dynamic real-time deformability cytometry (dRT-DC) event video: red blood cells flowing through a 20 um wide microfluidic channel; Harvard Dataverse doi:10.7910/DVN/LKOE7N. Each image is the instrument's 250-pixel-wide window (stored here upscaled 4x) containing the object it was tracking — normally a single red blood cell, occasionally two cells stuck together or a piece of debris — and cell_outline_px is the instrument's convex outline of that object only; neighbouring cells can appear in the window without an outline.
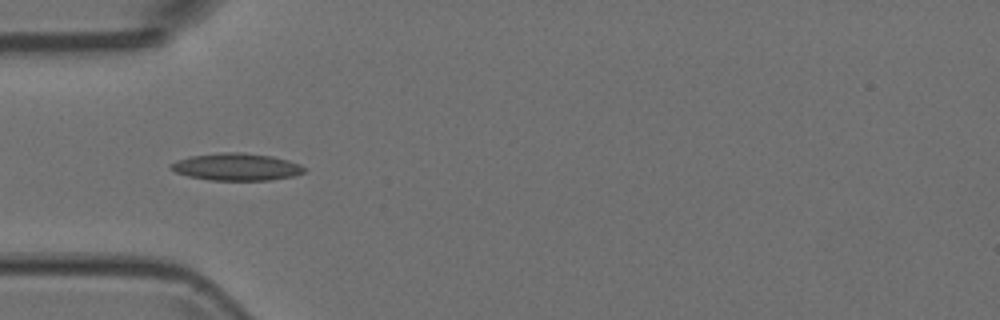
{"species": "Egyptian fruit bat (a non-hibernating species)", "species_latin": "Rousettus aegyptiacus", "temperature_condition": "room temperature", "stored_images_in_passage": 7, "camera_frame_rate_fps": 3000, "um_per_image_px": 0.085, "animal": {"sex": "female"}, "frame": {"image": 1, "passage_image": 5, "time_ms": 1.333, "image_size_px": [1000, 320], "cell_outline_px": [[304, 172], [296, 176], [268, 180], [208, 180], [188, 176], [176, 172], [168, 168], [168, 164], [176, 160], [188, 156], [220, 152], [244, 152], [272, 156], [288, 160], [300, 164], [304, 168]], "centroid_in_image_um": [20.05, 14.18], "position_along_channel_um": 64.9, "area_um2": 21.44}}
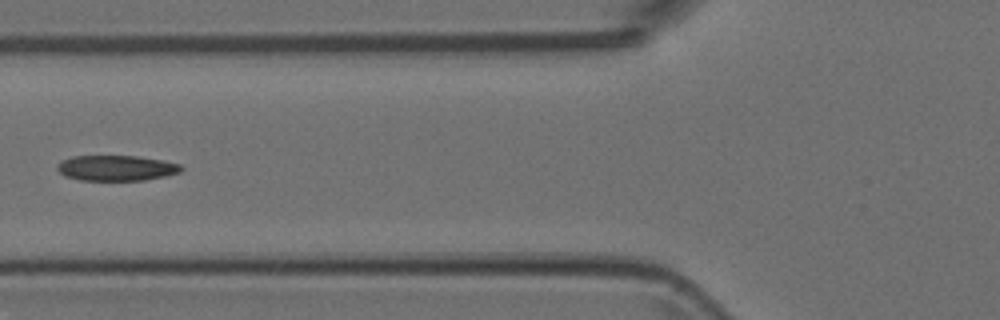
{"frame": {"image": 2, "passage_image": 6, "time_ms": 1.667, "image_size_px": [1000, 320], "cell_outline_px": [[184, 168], [180, 172], [164, 176], [144, 180], [80, 180], [64, 176], [56, 168], [64, 160], [72, 156], [140, 156], [164, 160], [180, 164]], "centroid_in_image_um": [9.93, 14.28], "position_along_channel_um": 115.9, "area_um2": 18.32}}
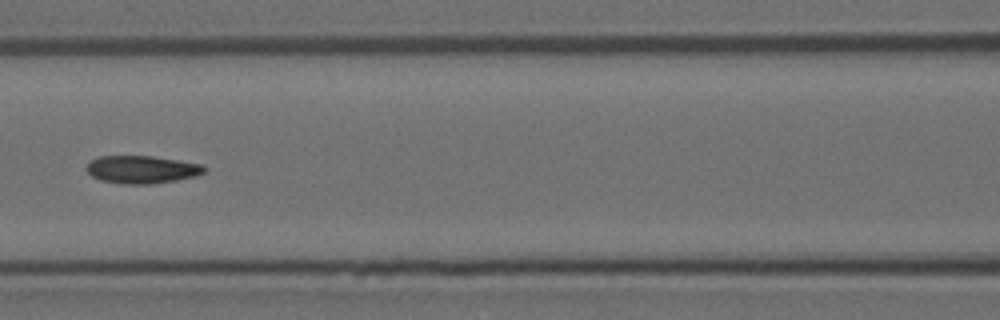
{"frame": {"image": 3, "passage_image": 7, "time_ms": 2.0, "image_size_px": [1000, 320], "cell_outline_px": [[208, 168], [204, 172], [196, 176], [176, 180], [152, 184], [120, 184], [100, 180], [92, 176], [84, 168], [88, 160], [100, 156], [152, 156], [204, 164]], "centroid_in_image_um": [12.04, 14.4], "position_along_channel_um": 154.6, "area_um2": 19.36}}